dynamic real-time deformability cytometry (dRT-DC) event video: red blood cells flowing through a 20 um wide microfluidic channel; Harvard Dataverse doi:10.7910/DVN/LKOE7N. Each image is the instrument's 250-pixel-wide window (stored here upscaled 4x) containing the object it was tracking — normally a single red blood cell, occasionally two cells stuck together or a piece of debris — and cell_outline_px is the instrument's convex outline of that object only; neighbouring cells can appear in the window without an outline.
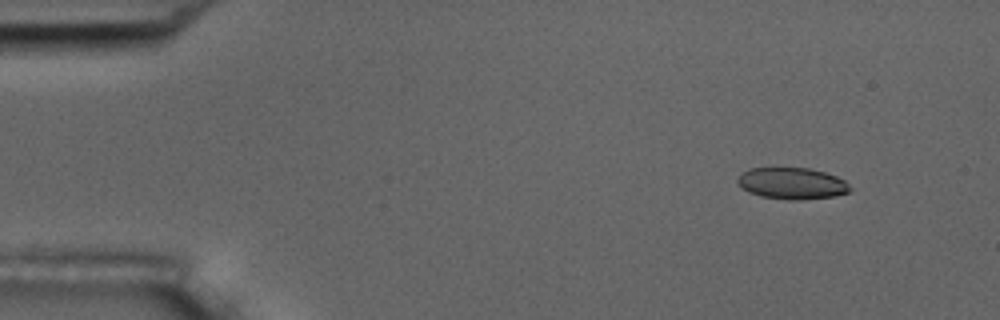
{"species": "common noctule bat (a hibernating species)", "species_latin": "Nyctalus noctula", "temperature_condition": "room temperature", "stored_images_in_passage": 4, "camera_frame_rate_fps": 3000, "um_per_image_px": 0.085, "animal": {"sex": "male", "body_mass_g": 17.5, "forearm_length_mm": 52.3}, "frame": {"image": 1, "passage_image": 1, "time_ms": 0.0, "image_size_px": [1000, 320], "cell_outline_px": [[852, 188], [848, 192], [832, 196], [800, 200], [788, 200], [760, 196], [748, 192], [736, 180], [744, 172], [752, 168], [808, 168], [824, 172], [836, 176], [844, 180]], "centroid_in_image_um": [67.34, 15.59], "position_along_channel_um": 17.7, "area_um2": 20.4}}